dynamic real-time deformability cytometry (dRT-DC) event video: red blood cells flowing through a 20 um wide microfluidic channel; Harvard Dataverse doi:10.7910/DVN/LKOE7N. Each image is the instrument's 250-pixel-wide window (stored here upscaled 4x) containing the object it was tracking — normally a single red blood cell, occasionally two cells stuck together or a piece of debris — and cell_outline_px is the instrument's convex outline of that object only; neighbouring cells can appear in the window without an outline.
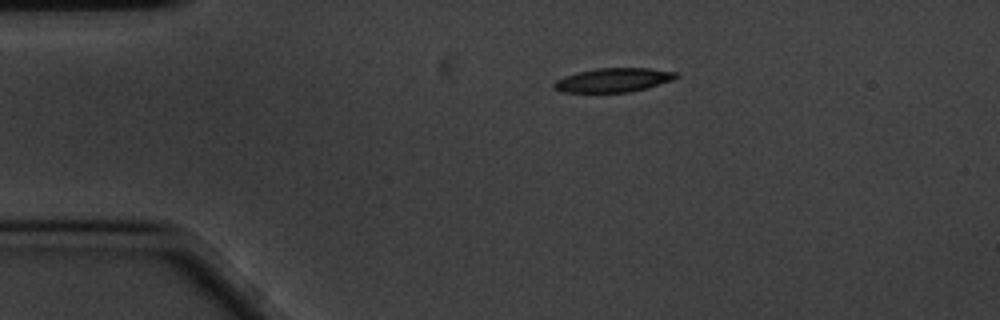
{"species": "common noctule bat (a hibernating species)", "species_latin": "Nyctalus noctula", "temperature_condition": "cold", "stored_images_in_passage": 47, "camera_frame_rate_fps": 3000, "um_per_image_px": 0.085, "animal": {"sex": "male", "body_mass_g": 20.1, "forearm_length_mm": 53.5}, "frame": {"image": 1, "passage_image": 1, "time_ms": 0.0, "image_size_px": [1000, 320], "cell_outline_px": [[680, 76], [672, 80], [648, 88], [628, 92], [564, 92], [552, 88], [552, 84], [556, 80], [580, 72], [596, 68], [652, 68], [676, 72]], "centroid_in_image_um": [52.18, 6.8], "position_along_channel_um": 32.8, "area_um2": 16.99}}
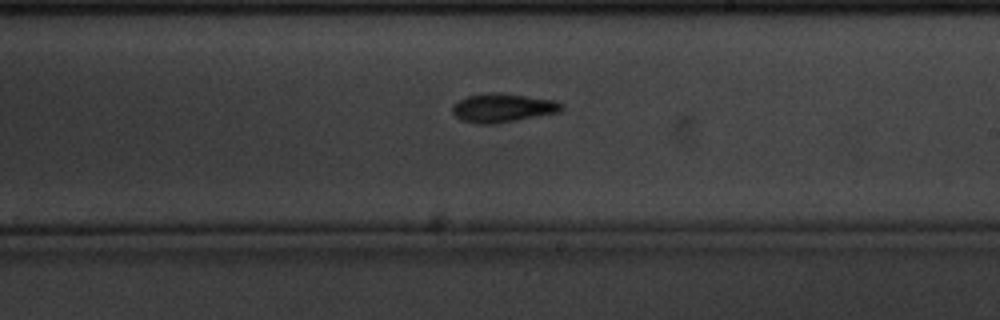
{"frame": {"image": 2, "passage_image": 23, "time_ms": 7.333, "image_size_px": [1000, 320], "cell_outline_px": [[564, 108], [560, 112], [516, 120], [492, 124], [480, 124], [460, 120], [452, 112], [452, 104], [468, 96], [488, 92], [500, 92], [556, 100], [564, 104]], "centroid_in_image_um": [42.75, 9.16], "position_along_channel_um": 246.3, "area_um2": 18.44}}
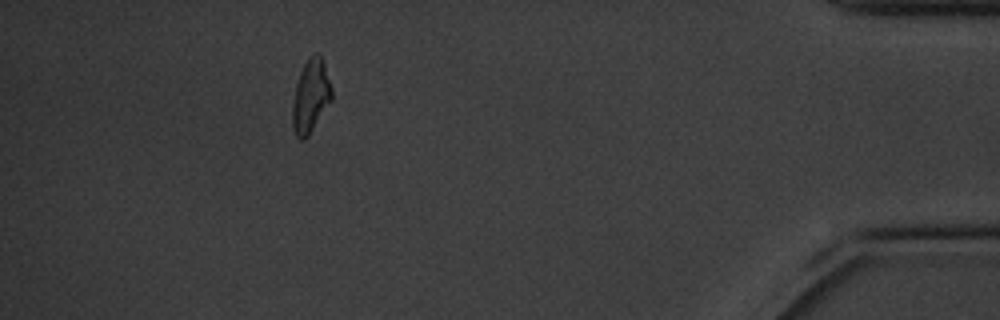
{"frame": {"image": 3, "passage_image": 42, "time_ms": 13.667, "image_size_px": [1000, 320], "cell_outline_px": [[332, 100], [308, 136], [304, 140], [300, 140], [296, 136], [292, 128], [292, 104], [296, 84], [300, 72], [308, 56], [312, 52], [320, 52], [332, 88]], "centroid_in_image_um": [26.4, 8.15], "position_along_channel_um": 408.8, "area_um2": 16.99}, "authors_computed_cell_mechanics": {"area_um2": 17.2822, "velocity_mm_per_s": 3.4427, "shape_relaxation_time_tau1_ms": 2.6369, "shape_relaxation_time_tau2_ms": 9.3031, "deformation_change_tau1": 0.1083, "deformation_change_tau2": 0.1956}}